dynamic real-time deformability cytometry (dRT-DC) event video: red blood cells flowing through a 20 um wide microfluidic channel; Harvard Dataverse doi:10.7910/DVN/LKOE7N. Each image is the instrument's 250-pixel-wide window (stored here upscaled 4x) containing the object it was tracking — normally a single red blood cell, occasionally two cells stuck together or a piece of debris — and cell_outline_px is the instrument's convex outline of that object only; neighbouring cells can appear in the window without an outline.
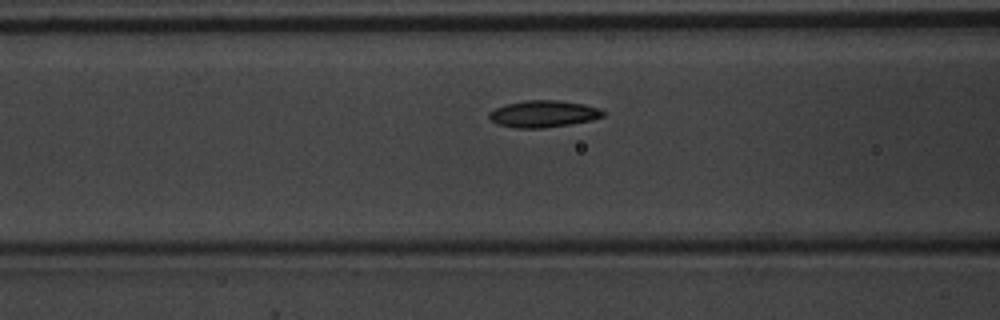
{"species": "common noctule bat (a hibernating species)", "species_latin": "Nyctalus noctula", "temperature_condition": "warm", "stored_images_in_passage": 38, "camera_frame_rate_fps": 3000, "um_per_image_px": 0.085, "animal": {"sex": "male", "body_mass_g": 20.1, "forearm_length_mm": 53.5}, "frame": {"image": 1, "passage_image": 12, "time_ms": 3.667, "image_size_px": [1000, 320], "cell_outline_px": [[608, 112], [604, 116], [592, 120], [544, 128], [516, 128], [496, 124], [488, 116], [488, 112], [496, 108], [508, 104], [524, 100], [560, 100], [584, 104], [600, 108]], "centroid_in_image_um": [46.22, 9.67], "position_along_channel_um": 120.4, "area_um2": 17.92}}
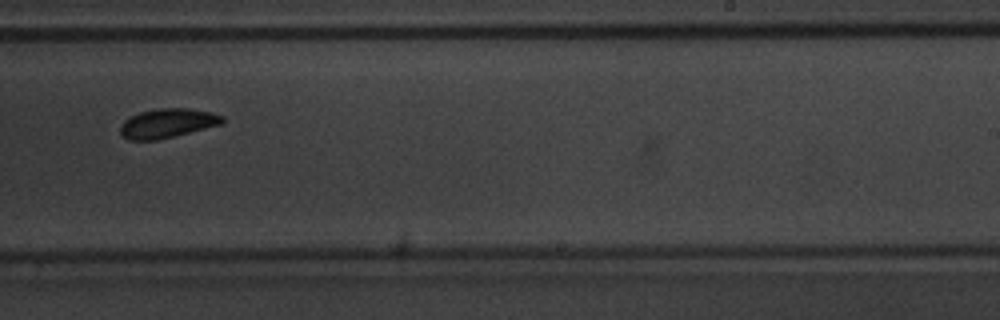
{"frame": {"image": 2, "passage_image": 24, "time_ms": 7.667, "image_size_px": [1000, 320], "cell_outline_px": [[224, 120], [220, 124], [156, 140], [128, 140], [120, 136], [120, 124], [124, 120], [140, 112], [160, 108], [184, 108], [212, 112], [224, 116]], "centroid_in_image_um": [14.18, 10.47], "position_along_channel_um": 274.8, "area_um2": 17.17}}
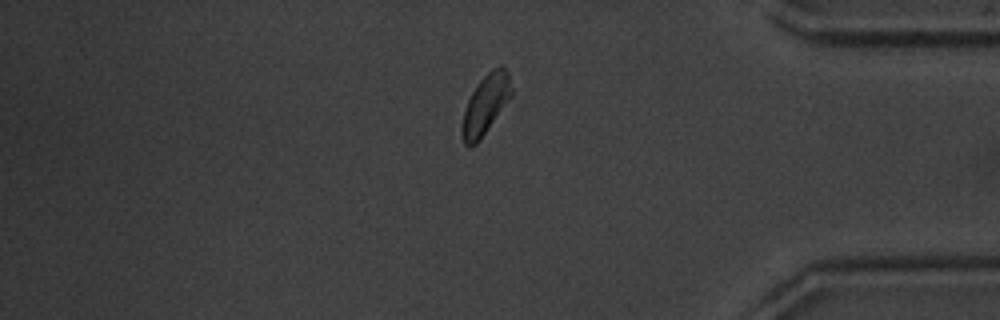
{"frame": {"image": 3, "passage_image": 35, "time_ms": 11.333, "image_size_px": [1000, 320], "cell_outline_px": [[512, 96], [476, 144], [468, 148], [464, 144], [460, 132], [460, 124], [468, 100], [476, 84], [492, 68], [500, 64], [508, 72], [512, 88]], "centroid_in_image_um": [41.25, 8.88], "position_along_channel_um": 394.0, "area_um2": 17.22}}